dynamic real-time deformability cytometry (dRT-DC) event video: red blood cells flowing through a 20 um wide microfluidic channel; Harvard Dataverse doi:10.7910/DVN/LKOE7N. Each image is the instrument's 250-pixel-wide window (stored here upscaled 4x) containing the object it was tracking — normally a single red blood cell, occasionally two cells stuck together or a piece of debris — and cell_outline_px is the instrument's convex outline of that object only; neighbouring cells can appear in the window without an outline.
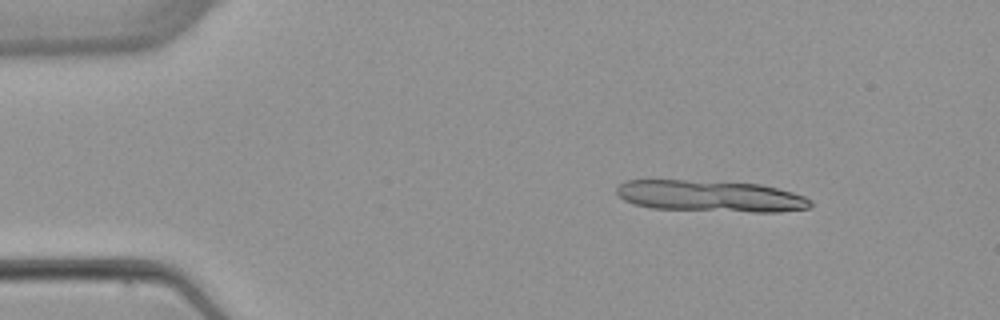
{"species": "common noctule bat (a hibernating species)", "species_latin": "Nyctalus noctula", "temperature_condition": "warm", "stored_images_in_passage": 4, "segment_of_instrument_passage": [1, 2], "camera_frame_rate_fps": 3000, "um_per_image_px": 0.085, "animal": {"sex": "female", "body_mass_g": 22.7, "forearm_length_mm": 54.2}, "frame": {"image": 1, "passage_image": 1, "time_ms": 0.0, "image_size_px": [1000, 320], "cell_outline_px": [[812, 204], [808, 208], [780, 212], [752, 212], [652, 208], [636, 204], [624, 200], [616, 192], [616, 188], [620, 184], [628, 180], [684, 180], [760, 184], [792, 192], [804, 196], [812, 200]], "centroid_in_image_um": [60.41, 16.67], "position_along_channel_um": 24.6, "area_um2": 35.32}}